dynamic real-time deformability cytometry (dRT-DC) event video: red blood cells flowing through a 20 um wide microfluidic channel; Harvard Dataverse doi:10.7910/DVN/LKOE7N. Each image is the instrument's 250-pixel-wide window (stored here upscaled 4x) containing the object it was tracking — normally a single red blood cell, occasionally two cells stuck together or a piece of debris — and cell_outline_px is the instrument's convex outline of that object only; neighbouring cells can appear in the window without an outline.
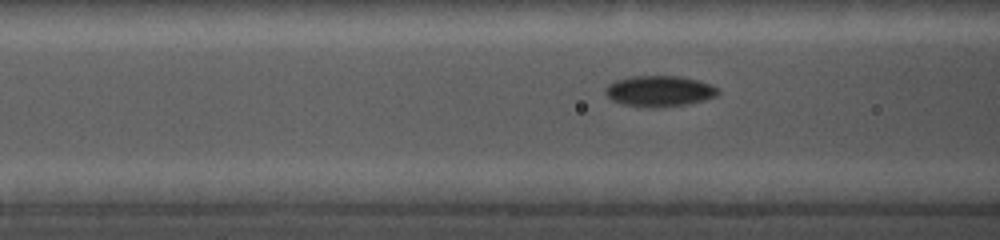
{"species": "common noctule bat (a hibernating species)", "species_latin": "Nyctalus noctula", "temperature_condition": "cold", "stored_images_in_passage": 18, "camera_frame_rate_fps": 5000, "um_per_image_px": 0.085, "animal": {"sex": "female", "body_mass_g": 19.0, "forearm_length_mm": 56.7}, "frame": {"image": 1, "passage_image": 11, "time_ms": 2.4, "image_size_px": [1000, 240], "cell_outline_px": [[720, 92], [716, 96], [704, 100], [688, 104], [664, 108], [644, 108], [624, 104], [612, 100], [604, 92], [604, 88], [608, 84], [616, 80], [632, 76], [680, 76], [700, 80], [712, 84]], "centroid_in_image_um": [56.06, 7.75], "position_along_channel_um": 110.5, "area_um2": 20.63}}
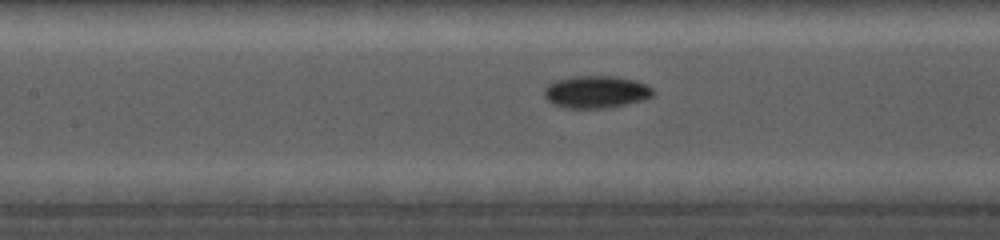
{"frame": {"image": 2, "passage_image": 16, "time_ms": 3.6, "image_size_px": [1000, 240], "cell_outline_px": [[656, 92], [652, 96], [644, 100], [604, 108], [564, 108], [552, 104], [544, 96], [544, 88], [548, 84], [556, 80], [572, 76], [616, 76], [636, 80], [652, 88]], "centroid_in_image_um": [50.65, 7.81], "position_along_channel_um": 156.7, "area_um2": 20.63}}